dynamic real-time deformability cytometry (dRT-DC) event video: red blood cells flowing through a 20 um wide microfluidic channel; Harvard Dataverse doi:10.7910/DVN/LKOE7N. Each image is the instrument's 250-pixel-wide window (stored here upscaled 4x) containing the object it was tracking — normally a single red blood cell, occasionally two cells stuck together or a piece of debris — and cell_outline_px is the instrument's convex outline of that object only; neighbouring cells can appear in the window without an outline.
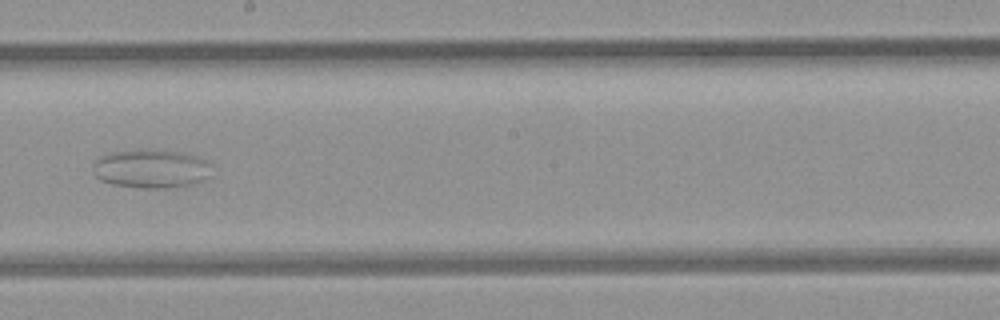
{"species": "common noctule bat (a hibernating species)", "species_latin": "Nyctalus noctula", "temperature_condition": "room temperature", "stored_images_in_passage": 43, "camera_frame_rate_fps": 3000, "um_per_image_px": 0.085, "animal": {"sex": "female", "body_mass_g": 21.9}, "frame": {"image": 1, "passage_image": 19, "time_ms": 6.0, "image_size_px": [1000, 320], "cell_outline_px": [[212, 164], [208, 176], [192, 184], [168, 188], [136, 188], [112, 184], [100, 180], [96, 176], [92, 164], [100, 156], [112, 152], [144, 148], [148, 148], [184, 152], [200, 156], [212, 160]], "centroid_in_image_um": [12.87, 14.31], "position_along_channel_um": 235.3, "area_um2": 27.46}}